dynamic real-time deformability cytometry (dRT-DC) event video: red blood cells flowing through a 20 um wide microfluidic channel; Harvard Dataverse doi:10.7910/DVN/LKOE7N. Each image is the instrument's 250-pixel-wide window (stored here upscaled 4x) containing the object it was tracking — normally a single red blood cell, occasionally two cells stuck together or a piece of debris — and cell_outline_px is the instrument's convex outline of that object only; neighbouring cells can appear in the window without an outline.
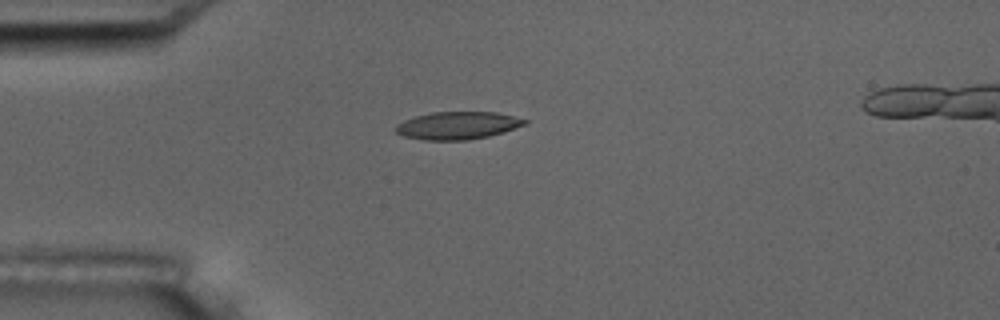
{"species": "common noctule bat (a hibernating species)", "species_latin": "Nyctalus noctula", "temperature_condition": "room temperature", "stored_images_in_passage": 6, "camera_frame_rate_fps": 3000, "um_per_image_px": 0.085, "animal": {"sex": "male", "body_mass_g": 17.5, "forearm_length_mm": 52.3}, "frame": {"image": 1, "passage_image": 5, "time_ms": 1.333, "image_size_px": [1000, 320], "cell_outline_px": [[528, 124], [504, 132], [488, 136], [468, 140], [424, 140], [404, 136], [396, 132], [396, 124], [404, 120], [416, 116], [432, 112], [496, 112], [528, 120]], "centroid_in_image_um": [38.91, 10.67], "position_along_channel_um": 46.1, "area_um2": 20.75}}